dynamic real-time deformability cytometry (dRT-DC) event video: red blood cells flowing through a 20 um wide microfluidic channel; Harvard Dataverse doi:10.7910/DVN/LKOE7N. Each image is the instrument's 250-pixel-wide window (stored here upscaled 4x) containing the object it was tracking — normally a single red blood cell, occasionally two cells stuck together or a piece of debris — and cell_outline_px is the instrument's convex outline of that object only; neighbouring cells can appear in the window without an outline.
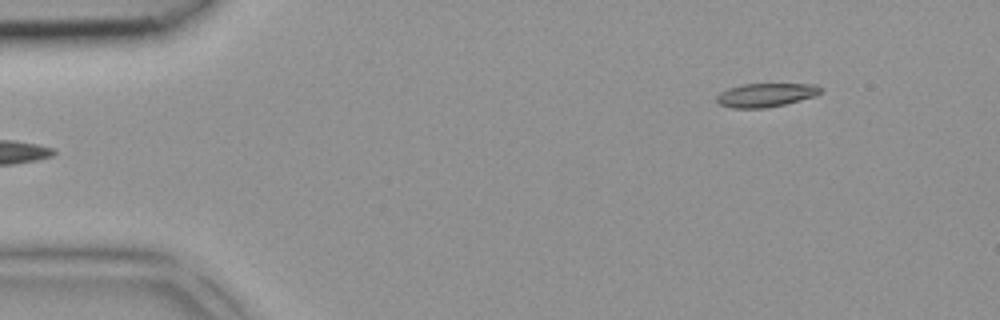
{"species": "common noctule bat (a hibernating species)", "species_latin": "Nyctalus noctula", "temperature_condition": "room temperature", "stored_images_in_passage": 4, "segment_of_instrument_passage": [2, 2], "camera_frame_rate_fps": 3000, "um_per_image_px": 0.085, "animal": {"sex": "female", "body_mass_g": 18.4}, "frame": {"image": 1, "passage_image": 4, "time_ms": 1.0, "image_size_px": [1000, 320], "cell_outline_px": [[824, 88], [816, 96], [784, 104], [764, 108], [732, 108], [720, 104], [716, 100], [716, 96], [720, 92], [728, 88], [744, 84], [816, 84]], "centroid_in_image_um": [65.1, 8.07], "position_along_channel_um": 19.9, "area_um2": 14.33}}